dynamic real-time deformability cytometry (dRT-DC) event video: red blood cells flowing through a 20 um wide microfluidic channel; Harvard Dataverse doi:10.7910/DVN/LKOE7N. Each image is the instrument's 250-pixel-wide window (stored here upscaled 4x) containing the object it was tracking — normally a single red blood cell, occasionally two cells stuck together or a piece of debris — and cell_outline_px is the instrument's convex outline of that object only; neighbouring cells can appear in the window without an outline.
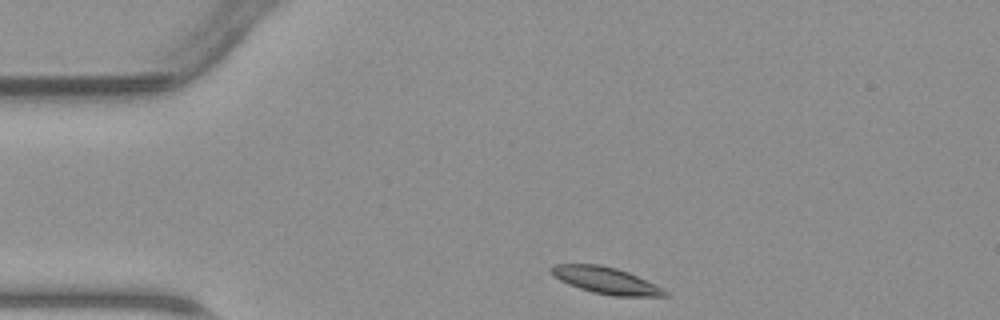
{"species": "common noctule bat (a hibernating species)", "species_latin": "Nyctalus noctula", "temperature_condition": "warm", "stored_images_in_passage": 30, "camera_frame_rate_fps": 3000, "um_per_image_px": 0.085, "animal": {"sex": "male", "body_mass_g": 23.1, "forearm_length_mm": 52.7}, "frame": {"image": 1, "passage_image": 1, "time_ms": 0.0, "image_size_px": [1000, 320], "cell_outline_px": [[672, 296], [612, 296], [592, 292], [568, 284], [552, 276], [548, 272], [548, 268], [552, 264], [600, 264], [616, 268], [628, 272], [656, 284], [664, 288]], "centroid_in_image_um": [51.48, 23.83], "position_along_channel_um": 33.5, "area_um2": 17.98}}
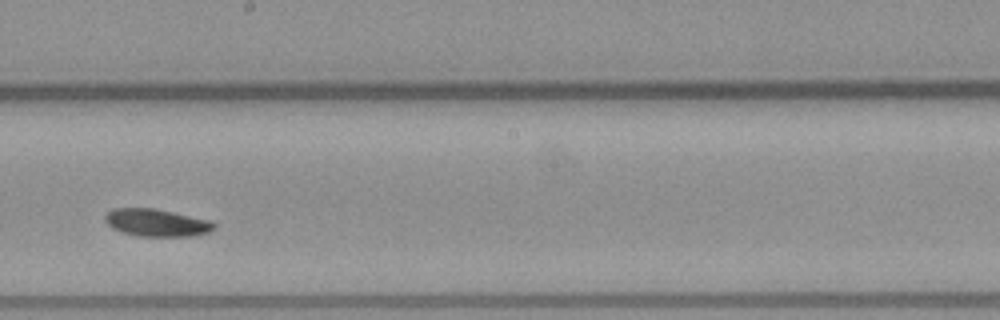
{"frame": {"image": 2, "passage_image": 18, "time_ms": 5.667, "image_size_px": [1000, 320], "cell_outline_px": [[216, 228], [208, 232], [188, 236], [140, 236], [124, 232], [112, 228], [104, 220], [104, 216], [112, 208], [156, 208], [208, 220], [216, 224]], "centroid_in_image_um": [13.29, 18.92], "position_along_channel_um": 234.9, "area_um2": 17.28}}
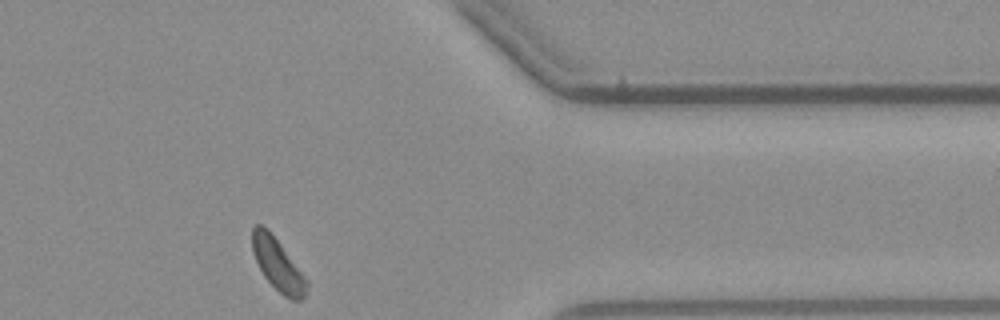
{"frame": {"image": 3, "passage_image": 30, "time_ms": 9.667, "image_size_px": [1000, 320], "cell_outline_px": [[308, 284], [304, 296], [300, 300], [292, 300], [284, 296], [264, 276], [252, 252], [252, 228], [256, 224], [260, 224], [280, 244], [308, 280]], "centroid_in_image_um": [23.61, 22.52], "position_along_channel_um": 387.8, "area_um2": 15.95}}